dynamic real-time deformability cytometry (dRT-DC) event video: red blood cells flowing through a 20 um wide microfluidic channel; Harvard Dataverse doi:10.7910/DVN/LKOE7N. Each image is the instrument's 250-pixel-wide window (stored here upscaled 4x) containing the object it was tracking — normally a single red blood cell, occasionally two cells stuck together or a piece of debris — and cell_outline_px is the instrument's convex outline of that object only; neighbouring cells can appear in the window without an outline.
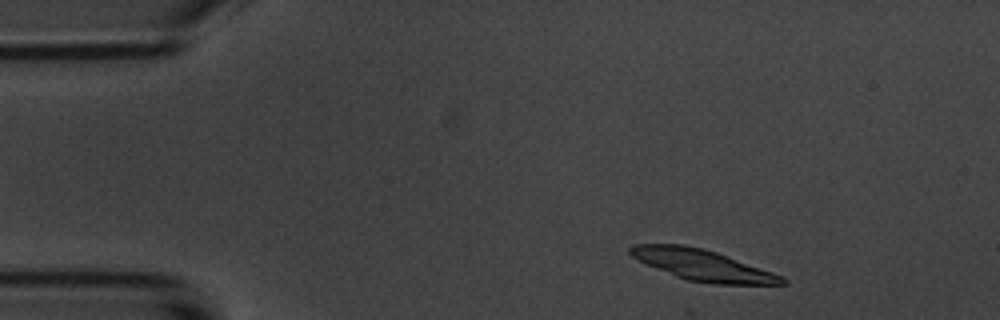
{"species": "common noctule bat (a hibernating species)", "species_latin": "Nyctalus noctula", "temperature_condition": "room temperature", "stored_images_in_passage": 5, "segment_of_instrument_passage": [1, 2], "camera_frame_rate_fps": 3000, "um_per_image_px": 0.085, "animal": {"sex": "male", "body_mass_g": 20.1, "forearm_length_mm": 53.5}, "frame": {"image": 1, "passage_image": 2, "time_ms": 1.0, "image_size_px": [1000, 320], "cell_outline_px": [[788, 284], [712, 284], [688, 280], [676, 276], [636, 260], [628, 252], [628, 248], [632, 244], [684, 244], [704, 248], [716, 252], [784, 276], [788, 280]], "centroid_in_image_um": [59.71, 22.52], "position_along_channel_um": 25.3, "area_um2": 27.46}}